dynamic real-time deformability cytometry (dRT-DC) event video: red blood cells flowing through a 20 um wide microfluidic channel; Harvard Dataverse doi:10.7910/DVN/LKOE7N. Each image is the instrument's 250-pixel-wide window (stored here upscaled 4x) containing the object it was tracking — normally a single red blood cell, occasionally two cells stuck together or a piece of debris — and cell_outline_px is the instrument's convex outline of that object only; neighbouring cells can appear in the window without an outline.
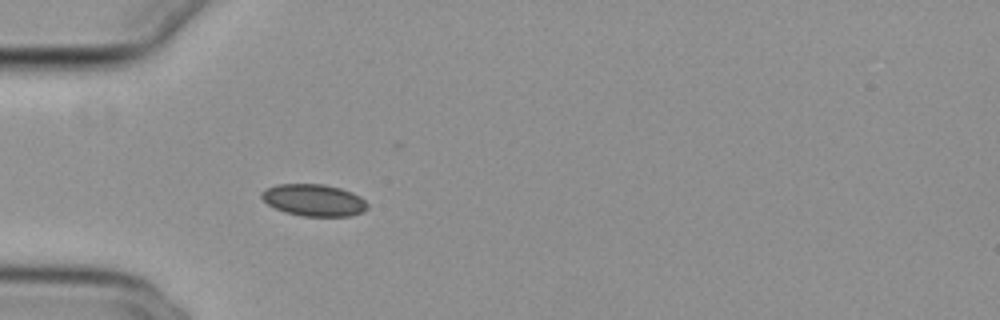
{"species": "common noctule bat (a hibernating species)", "species_latin": "Nyctalus noctula", "temperature_condition": "cold", "stored_images_in_passage": 51, "camera_frame_rate_fps": 3000, "um_per_image_px": 0.085, "animal": {"sex": "female", "body_mass_g": 29.2, "forearm_length_mm": 56.3}, "frame": {"image": 1, "passage_image": 14, "time_ms": 4.333, "image_size_px": [1000, 320], "cell_outline_px": [[368, 208], [360, 212], [348, 216], [300, 216], [284, 212], [268, 204], [260, 196], [260, 192], [264, 188], [276, 184], [324, 184], [340, 188], [352, 192], [360, 196], [368, 204]], "centroid_in_image_um": [26.64, 17.0], "position_along_channel_um": 58.4, "area_um2": 19.77}}
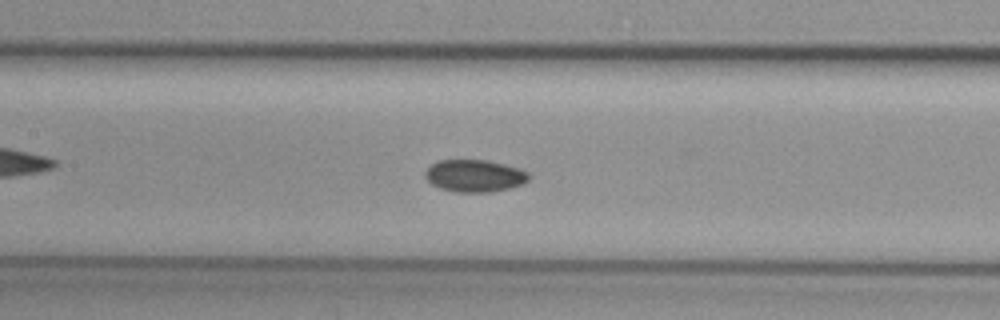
{"frame": {"image": 2, "passage_image": 23, "time_ms": 7.333, "image_size_px": [1000, 320], "cell_outline_px": [[528, 180], [524, 184], [512, 188], [488, 192], [456, 192], [440, 188], [432, 184], [424, 176], [424, 172], [432, 164], [440, 160], [488, 160], [520, 168], [528, 172]], "centroid_in_image_um": [40.36, 14.94], "position_along_channel_um": 167.0, "area_um2": 19.54}}
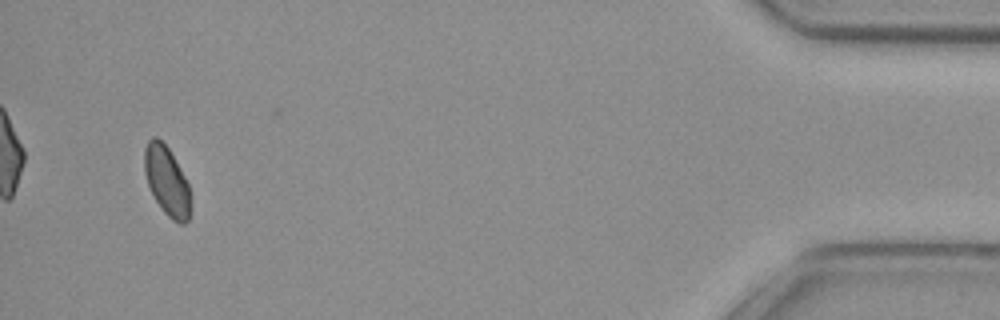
{"frame": {"image": 3, "passage_image": 49, "time_ms": 16.0, "image_size_px": [1000, 320], "cell_outline_px": [[192, 196], [188, 220], [184, 224], [180, 224], [172, 220], [164, 212], [156, 200], [148, 184], [144, 172], [144, 148], [148, 140], [152, 136], [156, 136], [168, 148], [184, 176], [188, 184]], "centroid_in_image_um": [14.18, 15.39], "position_along_channel_um": 421.0, "area_um2": 18.55}}